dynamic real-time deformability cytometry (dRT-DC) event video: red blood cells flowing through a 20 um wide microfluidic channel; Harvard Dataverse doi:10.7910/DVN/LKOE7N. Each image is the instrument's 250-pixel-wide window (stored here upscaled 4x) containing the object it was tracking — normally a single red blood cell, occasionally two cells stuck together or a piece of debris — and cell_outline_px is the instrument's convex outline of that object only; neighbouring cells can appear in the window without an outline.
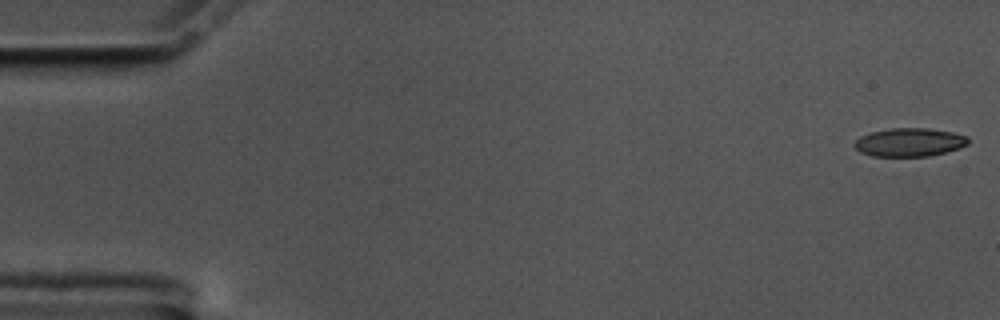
{"species": "common noctule bat (a hibernating species)", "species_latin": "Nyctalus noctula", "temperature_condition": "cold", "stored_images_in_passage": 57, "camera_frame_rate_fps": 3000, "um_per_image_px": 0.085, "animal": {"sex": "male", "body_mass_g": 17.5, "forearm_length_mm": 52.3}, "frame": {"image": 1, "passage_image": 1, "time_ms": 0.0, "image_size_px": [1000, 320], "cell_outline_px": [[968, 144], [960, 148], [928, 156], [872, 156], [860, 152], [856, 148], [856, 140], [860, 136], [872, 132], [888, 128], [928, 128], [952, 132], [968, 136]], "centroid_in_image_um": [77.32, 12.09], "position_along_channel_um": 7.7, "area_um2": 18.73}}
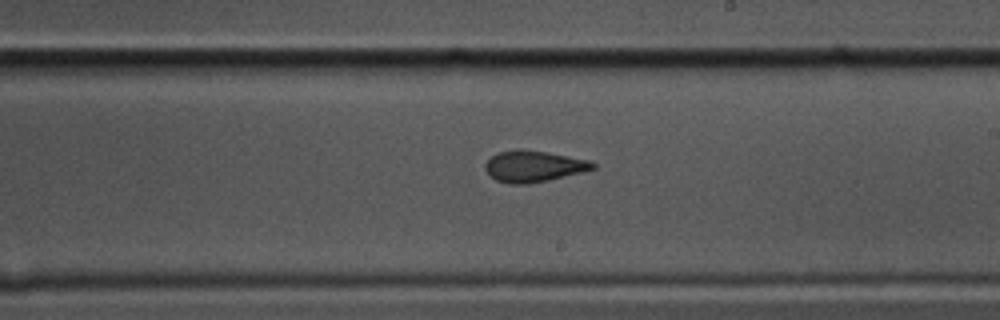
{"frame": {"image": 2, "passage_image": 33, "time_ms": 10.667, "image_size_px": [1000, 320], "cell_outline_px": [[596, 168], [584, 172], [548, 180], [528, 184], [508, 184], [496, 180], [484, 168], [484, 164], [492, 156], [500, 152], [516, 148], [520, 148], [568, 156], [588, 160], [596, 164]], "centroid_in_image_um": [45.36, 14.14], "position_along_channel_um": 243.6, "area_um2": 19.59}}
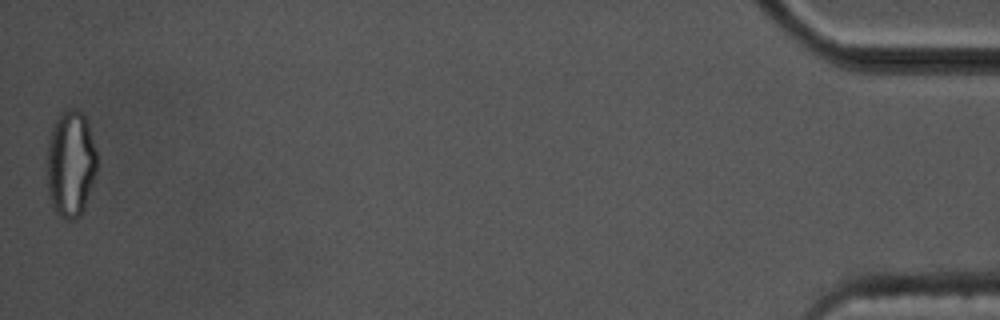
{"frame": {"image": 3, "passage_image": 57, "time_ms": 18.667, "image_size_px": [1000, 320], "cell_outline_px": [[96, 172], [84, 208], [80, 216], [72, 220], [68, 220], [56, 212], [52, 204], [48, 192], [48, 140], [52, 128], [56, 120], [68, 108], [76, 108], [84, 112], [96, 152]], "centroid_in_image_um": [6.01, 13.91], "position_along_channel_um": 429.2, "area_um2": 30.63}, "authors_computed_cell_mechanics": {"area_um2": 19.7098, "velocity_mm_per_s": 3.5027, "shape_relaxation_time_tau1_ms": null, "shape_relaxation_time_tau2_ms": 2.3444, "deformation_change_tau1": null, "deformation_change_tau2": 0.0805}}